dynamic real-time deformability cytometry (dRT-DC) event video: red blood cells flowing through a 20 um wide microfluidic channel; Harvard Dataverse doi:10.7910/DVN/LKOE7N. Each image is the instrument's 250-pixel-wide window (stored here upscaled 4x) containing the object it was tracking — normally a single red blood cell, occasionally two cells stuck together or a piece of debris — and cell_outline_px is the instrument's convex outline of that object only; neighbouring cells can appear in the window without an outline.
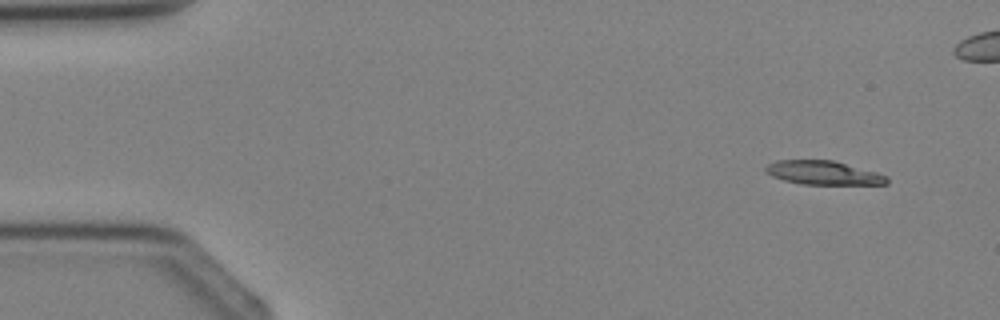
{"species": "Egyptian fruit bat (a non-hibernating species)", "species_latin": "Rousettus aegyptiacus", "temperature_condition": "cold", "stored_images_in_passage": 4, "camera_frame_rate_fps": 3000, "um_per_image_px": 0.085, "animal": {"sex": "female"}, "frame": {"image": 1, "passage_image": 1, "time_ms": 0.0, "image_size_px": [1000, 320], "cell_outline_px": [[888, 184], [800, 184], [784, 180], [772, 176], [764, 172], [764, 168], [768, 164], [776, 160], [832, 160], [876, 172], [888, 176]], "centroid_in_image_um": [69.95, 14.69], "position_along_channel_um": 15.1, "area_um2": 16.76}}